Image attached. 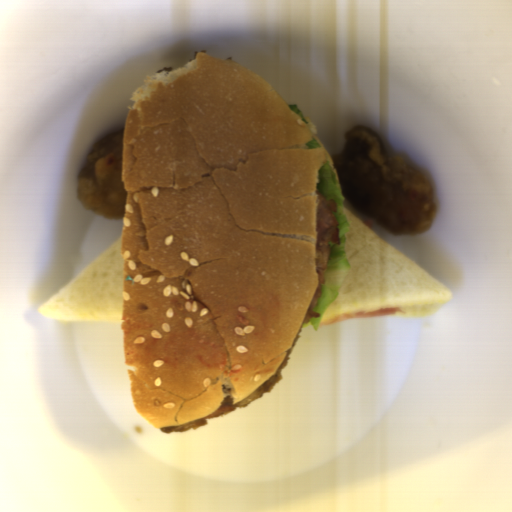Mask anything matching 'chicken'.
<instances>
[{
  "label": "chicken",
  "instance_id": "chicken-1",
  "mask_svg": "<svg viewBox=\"0 0 512 512\" xmlns=\"http://www.w3.org/2000/svg\"><path fill=\"white\" fill-rule=\"evenodd\" d=\"M344 136V147L330 157L345 201L394 236L431 228L437 207L427 175L388 152L376 129L360 123Z\"/></svg>",
  "mask_w": 512,
  "mask_h": 512
},
{
  "label": "chicken",
  "instance_id": "chicken-2",
  "mask_svg": "<svg viewBox=\"0 0 512 512\" xmlns=\"http://www.w3.org/2000/svg\"><path fill=\"white\" fill-rule=\"evenodd\" d=\"M124 131L95 141L77 177L76 193L83 208L108 220H122L126 215V190L121 179Z\"/></svg>",
  "mask_w": 512,
  "mask_h": 512
}]
</instances>
